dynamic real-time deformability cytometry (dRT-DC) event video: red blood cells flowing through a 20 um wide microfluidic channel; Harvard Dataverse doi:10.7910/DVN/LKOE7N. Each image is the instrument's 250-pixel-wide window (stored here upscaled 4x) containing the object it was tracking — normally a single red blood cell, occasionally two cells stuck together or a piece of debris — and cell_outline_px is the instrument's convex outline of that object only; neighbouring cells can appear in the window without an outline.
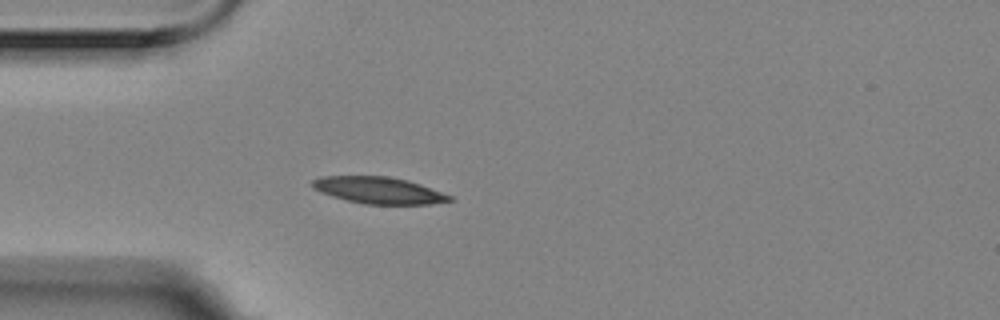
{"species": "Egyptian fruit bat (a non-hibernating species)", "species_latin": "Rousettus aegyptiacus", "temperature_condition": "room temperature", "stored_images_in_passage": 4, "camera_frame_rate_fps": 3000, "um_per_image_px": 0.085, "animal": {"sex": "female"}, "frame": {"image": 1, "passage_image": 4, "time_ms": 1.0, "image_size_px": [1000, 320], "cell_outline_px": [[456, 200], [428, 204], [364, 204], [332, 196], [320, 192], [312, 188], [312, 180], [320, 176], [388, 176], [408, 180], [420, 184], [452, 196]], "centroid_in_image_um": [32.18, 16.17], "position_along_channel_um": 52.8, "area_um2": 21.33}}